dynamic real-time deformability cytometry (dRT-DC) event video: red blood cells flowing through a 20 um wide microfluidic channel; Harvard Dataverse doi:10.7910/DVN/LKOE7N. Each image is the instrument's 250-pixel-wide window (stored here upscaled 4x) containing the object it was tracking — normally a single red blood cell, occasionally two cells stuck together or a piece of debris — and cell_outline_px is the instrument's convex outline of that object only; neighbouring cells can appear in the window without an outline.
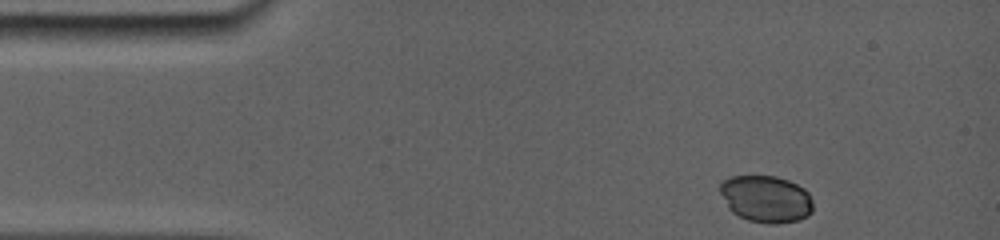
{"species": "common noctule bat (a hibernating species)", "species_latin": "Nyctalus noctula", "temperature_condition": "room temperature", "stored_images_in_passage": 41, "camera_frame_rate_fps": 5000, "um_per_image_px": 0.085, "animal": {"sex": "female", "body_mass_g": 19.0, "forearm_length_mm": 56.7}, "frame": {"image": 1, "passage_image": 1, "time_ms": 0.0, "image_size_px": [1000, 240], "cell_outline_px": [[812, 212], [808, 216], [800, 220], [776, 224], [768, 224], [748, 220], [732, 212], [728, 208], [720, 192], [720, 184], [724, 180], [732, 176], [776, 176], [788, 180], [804, 188], [808, 192], [812, 200]], "centroid_in_image_um": [65.13, 16.92], "position_along_channel_um": 19.9, "area_um2": 25.55}}
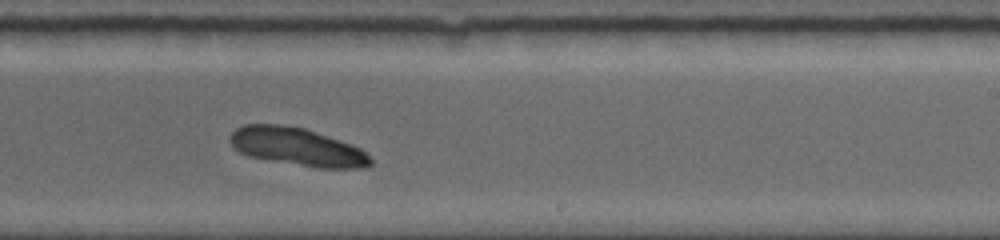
{"frame": {"image": 2, "passage_image": 23, "time_ms": 8.2, "image_size_px": [1000, 240], "cell_outline_px": [[372, 164], [364, 168], [316, 168], [248, 156], [232, 148], [228, 140], [228, 136], [236, 128], [244, 124], [276, 124], [304, 128], [352, 144], [360, 148], [372, 160]], "centroid_in_image_um": [25.22, 12.48], "position_along_channel_um": 263.8, "area_um2": 31.15}}
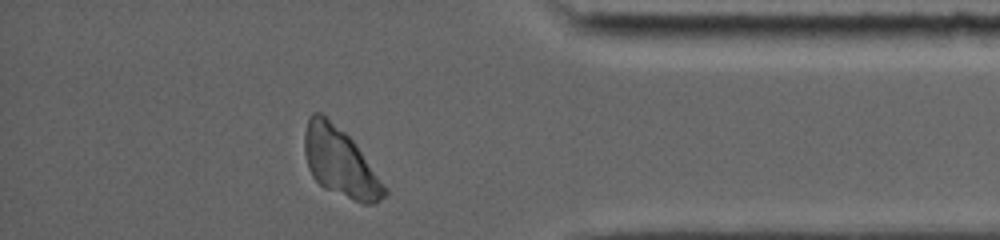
{"frame": {"image": 3, "passage_image": 39, "time_ms": 12.2, "image_size_px": [1000, 240], "cell_outline_px": [[388, 192], [376, 204], [360, 204], [324, 188], [312, 176], [308, 168], [304, 152], [304, 132], [308, 116], [312, 112], [320, 112], [344, 132], [356, 144], [388, 188]], "centroid_in_image_um": [28.91, 13.82], "position_along_channel_um": 406.3, "area_um2": 32.25}}